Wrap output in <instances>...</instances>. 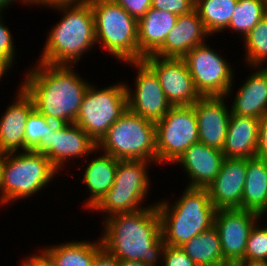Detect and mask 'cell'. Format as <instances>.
<instances>
[{"instance_id":"cell-1","label":"cell","mask_w":267,"mask_h":266,"mask_svg":"<svg viewBox=\"0 0 267 266\" xmlns=\"http://www.w3.org/2000/svg\"><path fill=\"white\" fill-rule=\"evenodd\" d=\"M102 247L120 261H142L161 266L166 246L161 236L157 206L130 213H117L102 220ZM102 235V236H101Z\"/></svg>"},{"instance_id":"cell-2","label":"cell","mask_w":267,"mask_h":266,"mask_svg":"<svg viewBox=\"0 0 267 266\" xmlns=\"http://www.w3.org/2000/svg\"><path fill=\"white\" fill-rule=\"evenodd\" d=\"M19 83L32 98L35 109L47 119L73 124L89 86L72 65H48L36 61Z\"/></svg>"},{"instance_id":"cell-3","label":"cell","mask_w":267,"mask_h":266,"mask_svg":"<svg viewBox=\"0 0 267 266\" xmlns=\"http://www.w3.org/2000/svg\"><path fill=\"white\" fill-rule=\"evenodd\" d=\"M54 9L60 11L62 18L48 32L37 61L48 65L76 66L84 53H90L97 44L91 4Z\"/></svg>"},{"instance_id":"cell-4","label":"cell","mask_w":267,"mask_h":266,"mask_svg":"<svg viewBox=\"0 0 267 266\" xmlns=\"http://www.w3.org/2000/svg\"><path fill=\"white\" fill-rule=\"evenodd\" d=\"M173 202L165 199L156 201L161 236L166 245L182 246L214 226L216 209L207 188L185 187L182 195Z\"/></svg>"},{"instance_id":"cell-5","label":"cell","mask_w":267,"mask_h":266,"mask_svg":"<svg viewBox=\"0 0 267 266\" xmlns=\"http://www.w3.org/2000/svg\"><path fill=\"white\" fill-rule=\"evenodd\" d=\"M57 173L50 160L39 152L4 153L0 163V206L35 196L50 186Z\"/></svg>"},{"instance_id":"cell-6","label":"cell","mask_w":267,"mask_h":266,"mask_svg":"<svg viewBox=\"0 0 267 266\" xmlns=\"http://www.w3.org/2000/svg\"><path fill=\"white\" fill-rule=\"evenodd\" d=\"M96 43L121 63L139 61L138 21L114 0H90Z\"/></svg>"},{"instance_id":"cell-7","label":"cell","mask_w":267,"mask_h":266,"mask_svg":"<svg viewBox=\"0 0 267 266\" xmlns=\"http://www.w3.org/2000/svg\"><path fill=\"white\" fill-rule=\"evenodd\" d=\"M97 149L119 160H145L156 165V123L127 110L109 127Z\"/></svg>"},{"instance_id":"cell-8","label":"cell","mask_w":267,"mask_h":266,"mask_svg":"<svg viewBox=\"0 0 267 266\" xmlns=\"http://www.w3.org/2000/svg\"><path fill=\"white\" fill-rule=\"evenodd\" d=\"M152 163L155 162L118 160L113 186L91 210L101 212L105 219L117 213L135 212L156 205L142 206L143 201H148L146 196L151 190L148 168Z\"/></svg>"},{"instance_id":"cell-9","label":"cell","mask_w":267,"mask_h":266,"mask_svg":"<svg viewBox=\"0 0 267 266\" xmlns=\"http://www.w3.org/2000/svg\"><path fill=\"white\" fill-rule=\"evenodd\" d=\"M125 81L98 88L90 83L82 99L75 124L81 127L96 143L109 127L127 110Z\"/></svg>"},{"instance_id":"cell-10","label":"cell","mask_w":267,"mask_h":266,"mask_svg":"<svg viewBox=\"0 0 267 266\" xmlns=\"http://www.w3.org/2000/svg\"><path fill=\"white\" fill-rule=\"evenodd\" d=\"M198 142L199 131L193 106H172L156 122L157 165L174 164L191 145Z\"/></svg>"},{"instance_id":"cell-11","label":"cell","mask_w":267,"mask_h":266,"mask_svg":"<svg viewBox=\"0 0 267 266\" xmlns=\"http://www.w3.org/2000/svg\"><path fill=\"white\" fill-rule=\"evenodd\" d=\"M207 41L191 49L184 57L194 85L201 96L231 97L234 89L233 66Z\"/></svg>"},{"instance_id":"cell-12","label":"cell","mask_w":267,"mask_h":266,"mask_svg":"<svg viewBox=\"0 0 267 266\" xmlns=\"http://www.w3.org/2000/svg\"><path fill=\"white\" fill-rule=\"evenodd\" d=\"M44 154L60 172L70 160L98 153L97 143L77 124L50 121L46 142L36 151Z\"/></svg>"},{"instance_id":"cell-13","label":"cell","mask_w":267,"mask_h":266,"mask_svg":"<svg viewBox=\"0 0 267 266\" xmlns=\"http://www.w3.org/2000/svg\"><path fill=\"white\" fill-rule=\"evenodd\" d=\"M126 64L137 70L134 89L125 84L128 110L156 123L172 107L166 99L157 75L143 60L127 61Z\"/></svg>"},{"instance_id":"cell-14","label":"cell","mask_w":267,"mask_h":266,"mask_svg":"<svg viewBox=\"0 0 267 266\" xmlns=\"http://www.w3.org/2000/svg\"><path fill=\"white\" fill-rule=\"evenodd\" d=\"M143 61L155 72L172 106L193 105L200 97L183 58L147 55Z\"/></svg>"},{"instance_id":"cell-15","label":"cell","mask_w":267,"mask_h":266,"mask_svg":"<svg viewBox=\"0 0 267 266\" xmlns=\"http://www.w3.org/2000/svg\"><path fill=\"white\" fill-rule=\"evenodd\" d=\"M258 214L244 209L216 210L214 226L219 234L224 260L230 266L244 262V252L251 228Z\"/></svg>"},{"instance_id":"cell-16","label":"cell","mask_w":267,"mask_h":266,"mask_svg":"<svg viewBox=\"0 0 267 266\" xmlns=\"http://www.w3.org/2000/svg\"><path fill=\"white\" fill-rule=\"evenodd\" d=\"M226 96H201L192 106L197 118L199 142L222 151L231 108Z\"/></svg>"},{"instance_id":"cell-17","label":"cell","mask_w":267,"mask_h":266,"mask_svg":"<svg viewBox=\"0 0 267 266\" xmlns=\"http://www.w3.org/2000/svg\"><path fill=\"white\" fill-rule=\"evenodd\" d=\"M247 159L224 158L208 192L216 210L241 209Z\"/></svg>"},{"instance_id":"cell-18","label":"cell","mask_w":267,"mask_h":266,"mask_svg":"<svg viewBox=\"0 0 267 266\" xmlns=\"http://www.w3.org/2000/svg\"><path fill=\"white\" fill-rule=\"evenodd\" d=\"M221 150L198 142L191 145L174 163L180 165L187 174L189 184L186 187L208 188L220 172L224 160Z\"/></svg>"},{"instance_id":"cell-19","label":"cell","mask_w":267,"mask_h":266,"mask_svg":"<svg viewBox=\"0 0 267 266\" xmlns=\"http://www.w3.org/2000/svg\"><path fill=\"white\" fill-rule=\"evenodd\" d=\"M209 36L194 9L188 14L178 16L164 43L152 55L183 58L191 49L205 43Z\"/></svg>"},{"instance_id":"cell-20","label":"cell","mask_w":267,"mask_h":266,"mask_svg":"<svg viewBox=\"0 0 267 266\" xmlns=\"http://www.w3.org/2000/svg\"><path fill=\"white\" fill-rule=\"evenodd\" d=\"M16 98L0 117V150L3 153L24 151V134L29 114L35 109L32 98L20 86Z\"/></svg>"},{"instance_id":"cell-21","label":"cell","mask_w":267,"mask_h":266,"mask_svg":"<svg viewBox=\"0 0 267 266\" xmlns=\"http://www.w3.org/2000/svg\"><path fill=\"white\" fill-rule=\"evenodd\" d=\"M254 71L233 96L231 113L261 118L267 112V67H251Z\"/></svg>"},{"instance_id":"cell-22","label":"cell","mask_w":267,"mask_h":266,"mask_svg":"<svg viewBox=\"0 0 267 266\" xmlns=\"http://www.w3.org/2000/svg\"><path fill=\"white\" fill-rule=\"evenodd\" d=\"M259 139V118L231 113L225 143V158L248 159L256 157Z\"/></svg>"},{"instance_id":"cell-23","label":"cell","mask_w":267,"mask_h":266,"mask_svg":"<svg viewBox=\"0 0 267 266\" xmlns=\"http://www.w3.org/2000/svg\"><path fill=\"white\" fill-rule=\"evenodd\" d=\"M92 157L93 155L92 160L86 163V168L83 169L85 171L82 178L89 192L83 204L85 209L90 211L113 186L119 160L102 151L98 156L95 155V158Z\"/></svg>"},{"instance_id":"cell-24","label":"cell","mask_w":267,"mask_h":266,"mask_svg":"<svg viewBox=\"0 0 267 266\" xmlns=\"http://www.w3.org/2000/svg\"><path fill=\"white\" fill-rule=\"evenodd\" d=\"M177 18L172 12L150 8L138 20L139 61L153 54L164 43Z\"/></svg>"},{"instance_id":"cell-25","label":"cell","mask_w":267,"mask_h":266,"mask_svg":"<svg viewBox=\"0 0 267 266\" xmlns=\"http://www.w3.org/2000/svg\"><path fill=\"white\" fill-rule=\"evenodd\" d=\"M100 237L91 242L72 240L65 243L45 246L42 250L54 266H92L95 255L102 249Z\"/></svg>"},{"instance_id":"cell-26","label":"cell","mask_w":267,"mask_h":266,"mask_svg":"<svg viewBox=\"0 0 267 266\" xmlns=\"http://www.w3.org/2000/svg\"><path fill=\"white\" fill-rule=\"evenodd\" d=\"M267 204V161L247 159L241 209L259 213Z\"/></svg>"},{"instance_id":"cell-27","label":"cell","mask_w":267,"mask_h":266,"mask_svg":"<svg viewBox=\"0 0 267 266\" xmlns=\"http://www.w3.org/2000/svg\"><path fill=\"white\" fill-rule=\"evenodd\" d=\"M197 266H230L223 256L215 226L194 236L180 246Z\"/></svg>"},{"instance_id":"cell-28","label":"cell","mask_w":267,"mask_h":266,"mask_svg":"<svg viewBox=\"0 0 267 266\" xmlns=\"http://www.w3.org/2000/svg\"><path fill=\"white\" fill-rule=\"evenodd\" d=\"M238 0H195L198 13L210 38L216 33L227 32Z\"/></svg>"},{"instance_id":"cell-29","label":"cell","mask_w":267,"mask_h":266,"mask_svg":"<svg viewBox=\"0 0 267 266\" xmlns=\"http://www.w3.org/2000/svg\"><path fill=\"white\" fill-rule=\"evenodd\" d=\"M267 14V0H238L227 29L245 37Z\"/></svg>"},{"instance_id":"cell-30","label":"cell","mask_w":267,"mask_h":266,"mask_svg":"<svg viewBox=\"0 0 267 266\" xmlns=\"http://www.w3.org/2000/svg\"><path fill=\"white\" fill-rule=\"evenodd\" d=\"M242 40L247 67H267V14Z\"/></svg>"},{"instance_id":"cell-31","label":"cell","mask_w":267,"mask_h":266,"mask_svg":"<svg viewBox=\"0 0 267 266\" xmlns=\"http://www.w3.org/2000/svg\"><path fill=\"white\" fill-rule=\"evenodd\" d=\"M50 121L36 109L29 114L25 126L24 151H37L46 142Z\"/></svg>"},{"instance_id":"cell-32","label":"cell","mask_w":267,"mask_h":266,"mask_svg":"<svg viewBox=\"0 0 267 266\" xmlns=\"http://www.w3.org/2000/svg\"><path fill=\"white\" fill-rule=\"evenodd\" d=\"M260 224L258 220L250 230L244 262L267 261V227Z\"/></svg>"},{"instance_id":"cell-33","label":"cell","mask_w":267,"mask_h":266,"mask_svg":"<svg viewBox=\"0 0 267 266\" xmlns=\"http://www.w3.org/2000/svg\"><path fill=\"white\" fill-rule=\"evenodd\" d=\"M2 17L3 13H0V58L7 60L12 66L15 64L17 50L15 48L16 45L13 39V35L11 34L10 28L4 23V19Z\"/></svg>"},{"instance_id":"cell-34","label":"cell","mask_w":267,"mask_h":266,"mask_svg":"<svg viewBox=\"0 0 267 266\" xmlns=\"http://www.w3.org/2000/svg\"><path fill=\"white\" fill-rule=\"evenodd\" d=\"M195 0H152L151 8L168 11L177 16L188 14L194 10Z\"/></svg>"},{"instance_id":"cell-35","label":"cell","mask_w":267,"mask_h":266,"mask_svg":"<svg viewBox=\"0 0 267 266\" xmlns=\"http://www.w3.org/2000/svg\"><path fill=\"white\" fill-rule=\"evenodd\" d=\"M162 266H197L180 246L166 245Z\"/></svg>"},{"instance_id":"cell-36","label":"cell","mask_w":267,"mask_h":266,"mask_svg":"<svg viewBox=\"0 0 267 266\" xmlns=\"http://www.w3.org/2000/svg\"><path fill=\"white\" fill-rule=\"evenodd\" d=\"M137 21L151 8L152 0H114Z\"/></svg>"},{"instance_id":"cell-37","label":"cell","mask_w":267,"mask_h":266,"mask_svg":"<svg viewBox=\"0 0 267 266\" xmlns=\"http://www.w3.org/2000/svg\"><path fill=\"white\" fill-rule=\"evenodd\" d=\"M256 157L267 161V112L259 118V139Z\"/></svg>"},{"instance_id":"cell-38","label":"cell","mask_w":267,"mask_h":266,"mask_svg":"<svg viewBox=\"0 0 267 266\" xmlns=\"http://www.w3.org/2000/svg\"><path fill=\"white\" fill-rule=\"evenodd\" d=\"M90 0H36L31 6H44L46 8H57L61 6H75L88 3Z\"/></svg>"},{"instance_id":"cell-39","label":"cell","mask_w":267,"mask_h":266,"mask_svg":"<svg viewBox=\"0 0 267 266\" xmlns=\"http://www.w3.org/2000/svg\"><path fill=\"white\" fill-rule=\"evenodd\" d=\"M92 266H120V260L102 248L95 255Z\"/></svg>"},{"instance_id":"cell-40","label":"cell","mask_w":267,"mask_h":266,"mask_svg":"<svg viewBox=\"0 0 267 266\" xmlns=\"http://www.w3.org/2000/svg\"><path fill=\"white\" fill-rule=\"evenodd\" d=\"M19 266H46V255L42 250L39 253H31L20 261Z\"/></svg>"},{"instance_id":"cell-41","label":"cell","mask_w":267,"mask_h":266,"mask_svg":"<svg viewBox=\"0 0 267 266\" xmlns=\"http://www.w3.org/2000/svg\"><path fill=\"white\" fill-rule=\"evenodd\" d=\"M12 67L13 66L7 60L0 58V81H2V78L7 75V73L12 69Z\"/></svg>"},{"instance_id":"cell-42","label":"cell","mask_w":267,"mask_h":266,"mask_svg":"<svg viewBox=\"0 0 267 266\" xmlns=\"http://www.w3.org/2000/svg\"><path fill=\"white\" fill-rule=\"evenodd\" d=\"M22 2V4H26L23 0H0V13H4L5 9H9L8 7L13 6L11 4H14V2Z\"/></svg>"},{"instance_id":"cell-43","label":"cell","mask_w":267,"mask_h":266,"mask_svg":"<svg viewBox=\"0 0 267 266\" xmlns=\"http://www.w3.org/2000/svg\"><path fill=\"white\" fill-rule=\"evenodd\" d=\"M120 266H149L142 261H120Z\"/></svg>"},{"instance_id":"cell-44","label":"cell","mask_w":267,"mask_h":266,"mask_svg":"<svg viewBox=\"0 0 267 266\" xmlns=\"http://www.w3.org/2000/svg\"><path fill=\"white\" fill-rule=\"evenodd\" d=\"M237 266H267V261L242 262Z\"/></svg>"},{"instance_id":"cell-45","label":"cell","mask_w":267,"mask_h":266,"mask_svg":"<svg viewBox=\"0 0 267 266\" xmlns=\"http://www.w3.org/2000/svg\"><path fill=\"white\" fill-rule=\"evenodd\" d=\"M265 215H267V204L264 206V208L258 213V217H259V220L262 221V218L263 217H266ZM262 217V218H261ZM267 219V217H266ZM266 224V225H265ZM263 223V226H266L267 227V222L266 223Z\"/></svg>"},{"instance_id":"cell-46","label":"cell","mask_w":267,"mask_h":266,"mask_svg":"<svg viewBox=\"0 0 267 266\" xmlns=\"http://www.w3.org/2000/svg\"><path fill=\"white\" fill-rule=\"evenodd\" d=\"M25 3H26V5L25 6H31L36 0H23Z\"/></svg>"},{"instance_id":"cell-47","label":"cell","mask_w":267,"mask_h":266,"mask_svg":"<svg viewBox=\"0 0 267 266\" xmlns=\"http://www.w3.org/2000/svg\"><path fill=\"white\" fill-rule=\"evenodd\" d=\"M46 266H54V265H52V264L49 262V259H48L47 256H46Z\"/></svg>"},{"instance_id":"cell-48","label":"cell","mask_w":267,"mask_h":266,"mask_svg":"<svg viewBox=\"0 0 267 266\" xmlns=\"http://www.w3.org/2000/svg\"><path fill=\"white\" fill-rule=\"evenodd\" d=\"M3 155H4V153L0 150V163H1Z\"/></svg>"}]
</instances>
